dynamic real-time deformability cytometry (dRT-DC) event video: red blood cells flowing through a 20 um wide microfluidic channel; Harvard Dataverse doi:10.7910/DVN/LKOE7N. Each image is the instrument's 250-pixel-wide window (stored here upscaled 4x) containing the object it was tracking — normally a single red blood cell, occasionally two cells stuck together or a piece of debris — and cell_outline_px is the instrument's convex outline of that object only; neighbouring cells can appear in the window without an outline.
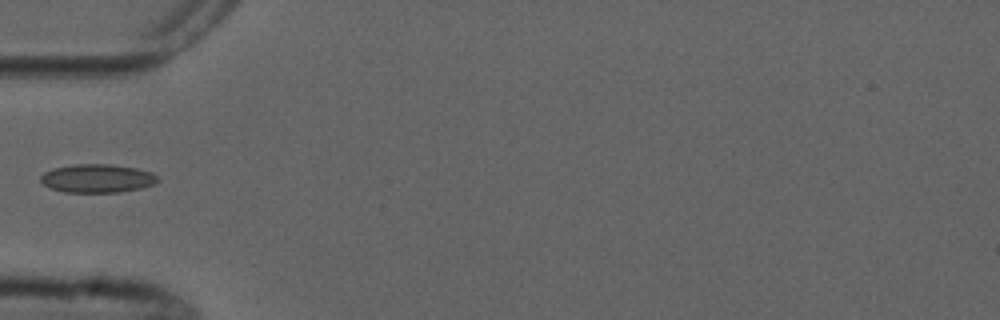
{"species": "common noctule bat (a hibernating species)", "species_latin": "Nyctalus noctula", "temperature_condition": "cold", "stored_images_in_passage": 6, "camera_frame_rate_fps": 3000, "um_per_image_px": 0.085, "animal": {"sex": "male", "forearm_length_mm": 52.5}, "frame": {"image": 1, "passage_image": 5, "time_ms": 4.667, "image_size_px": [1000, 320], "cell_outline_px": [[160, 180], [156, 184], [140, 188], [120, 192], [64, 192], [52, 188], [44, 184], [40, 180], [40, 176], [44, 172], [52, 168], [76, 164], [112, 164], [136, 168], [152, 172]], "centroid_in_image_um": [8.29, 15.16], "position_along_channel_um": 76.7, "area_um2": 19.48}}
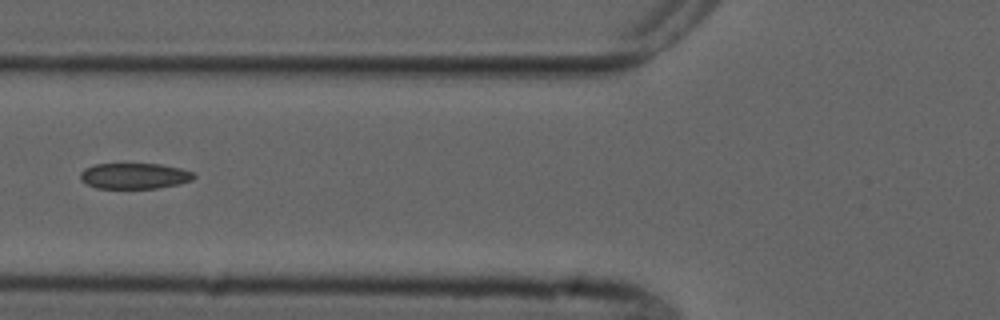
{"frame": {"image": 2, "passage_image": 6, "time_ms": 5.667, "image_size_px": [1000, 320], "cell_outline_px": [[196, 176], [192, 180], [180, 184], [156, 188], [96, 188], [80, 180], [80, 172], [84, 168], [96, 164], [160, 164], [180, 168], [192, 172]], "centroid_in_image_um": [11.42, 14.95], "position_along_channel_um": 114.4, "area_um2": 17.05}}